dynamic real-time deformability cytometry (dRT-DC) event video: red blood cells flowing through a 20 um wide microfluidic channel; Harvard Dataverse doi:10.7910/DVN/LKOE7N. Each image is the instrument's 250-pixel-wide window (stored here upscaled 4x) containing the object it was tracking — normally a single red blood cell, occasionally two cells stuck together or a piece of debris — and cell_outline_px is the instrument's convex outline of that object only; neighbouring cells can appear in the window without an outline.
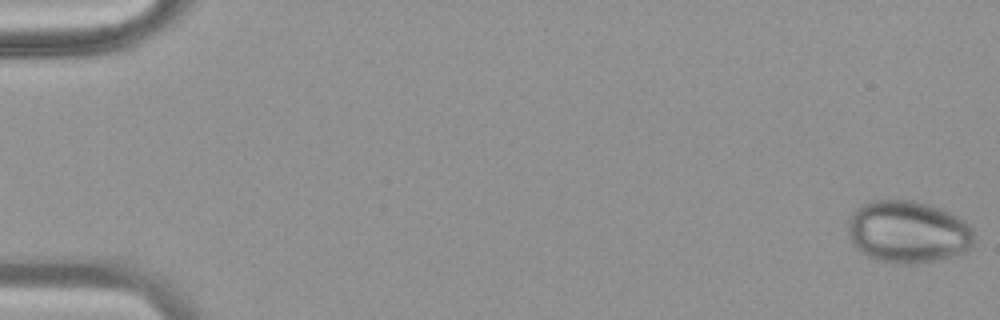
{"species": "common noctule bat (a hibernating species)", "species_latin": "Nyctalus noctula", "temperature_condition": "warm", "stored_images_in_passage": 49, "camera_frame_rate_fps": 3000, "um_per_image_px": 0.085, "animal": {"sex": "female", "body_mass_g": 18.4}, "frame": {"image": 1, "passage_image": 1, "time_ms": 0.0, "image_size_px": [1000, 320], "cell_outline_px": [[976, 236], [972, 248], [960, 256], [916, 264], [896, 264], [880, 260], [868, 256], [860, 252], [856, 248], [848, 232], [848, 220], [852, 212], [856, 208], [872, 200], [912, 200], [928, 204], [940, 208], [964, 220], [972, 228]], "centroid_in_image_um": [77.23, 19.73], "position_along_channel_um": 7.8, "area_um2": 46.41}}
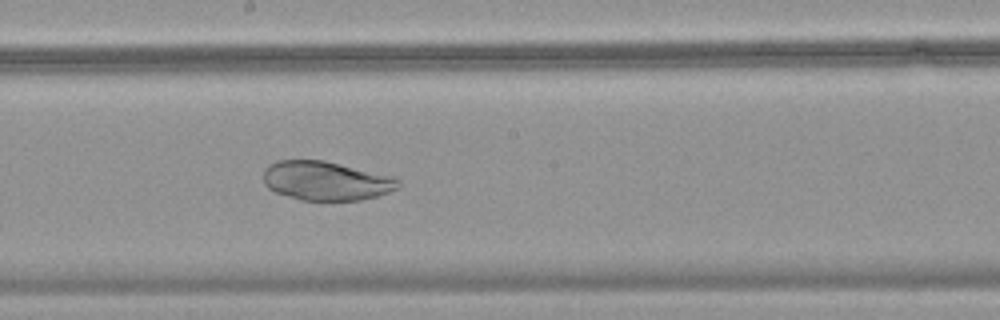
{"frame": {"image": 2, "passage_image": 28, "time_ms": 9.0, "image_size_px": [1000, 320], "cell_outline_px": [[400, 188], [376, 196], [360, 200], [300, 200], [276, 192], [268, 188], [264, 184], [264, 168], [268, 164], [276, 160], [324, 160], [392, 176], [400, 180]], "centroid_in_image_um": [27.7, 15.36], "position_along_channel_um": 220.5, "area_um2": 30.75}}
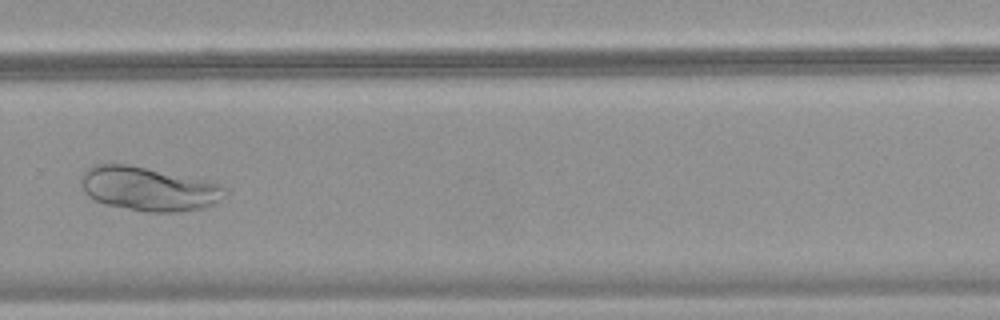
{"frame": {"image": 3, "passage_image": 35, "time_ms": 11.333, "image_size_px": [1000, 320], "cell_outline_px": [[228, 196], [204, 208], [176, 212], [148, 212], [104, 204], [88, 196], [84, 192], [80, 180], [80, 176], [92, 164], [128, 164], [220, 184], [228, 192]], "centroid_in_image_um": [12.61, 16.06], "position_along_channel_um": 317.2, "area_um2": 36.7}}